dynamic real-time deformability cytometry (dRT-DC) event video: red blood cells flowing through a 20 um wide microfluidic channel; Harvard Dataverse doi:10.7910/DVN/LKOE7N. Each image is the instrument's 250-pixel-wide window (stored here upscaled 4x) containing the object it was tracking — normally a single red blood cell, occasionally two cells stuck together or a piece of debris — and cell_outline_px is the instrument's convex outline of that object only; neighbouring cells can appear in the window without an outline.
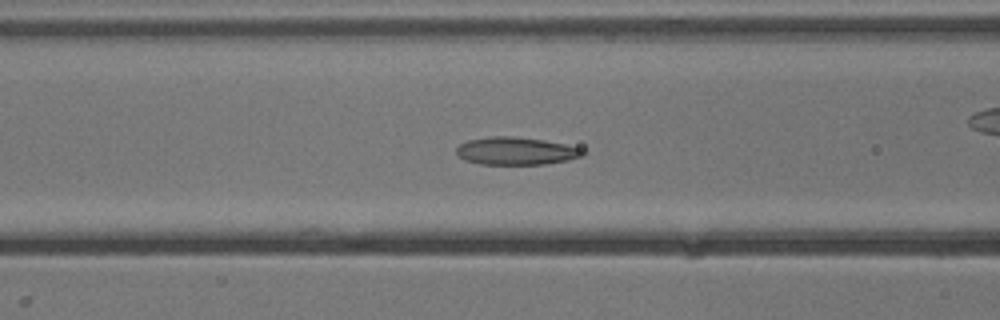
{"species": "common noctule bat (a hibernating species)", "species_latin": "Nyctalus noctula", "temperature_condition": "cold", "stored_images_in_passage": 43, "camera_frame_rate_fps": 3000, "um_per_image_px": 0.085, "animal": {"sex": "male", "body_mass_g": 13.3}, "frame": {"image": 1, "passage_image": 10, "time_ms": 3.0, "image_size_px": [1000, 320], "cell_outline_px": [[588, 152], [584, 156], [568, 160], [544, 164], [480, 164], [464, 160], [456, 152], [456, 148], [460, 144], [468, 140], [492, 136], [512, 136], [544, 140], [584, 148]], "centroid_in_image_um": [43.91, 12.83], "position_along_channel_um": 122.7, "area_um2": 20.52}}
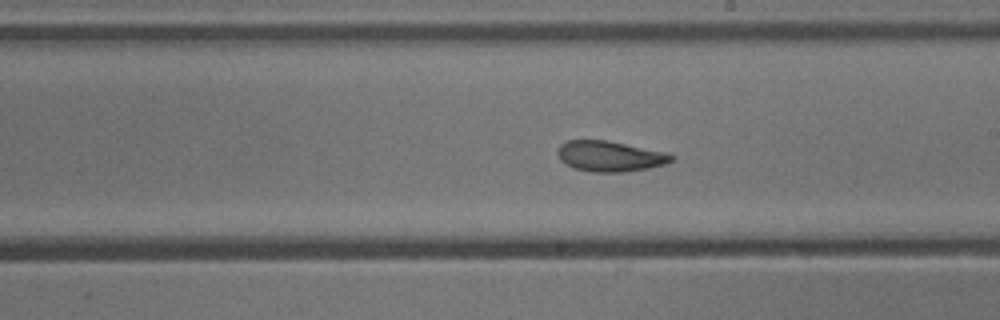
{"frame": {"image": 2, "passage_image": 19, "time_ms": 6.0, "image_size_px": [1000, 320], "cell_outline_px": [[676, 156], [672, 160], [664, 164], [648, 168], [624, 172], [592, 172], [576, 168], [564, 164], [560, 160], [556, 152], [560, 144], [568, 140], [608, 140], [664, 152]], "centroid_in_image_um": [51.8, 13.27], "position_along_channel_um": 237.2, "area_um2": 20.23}}
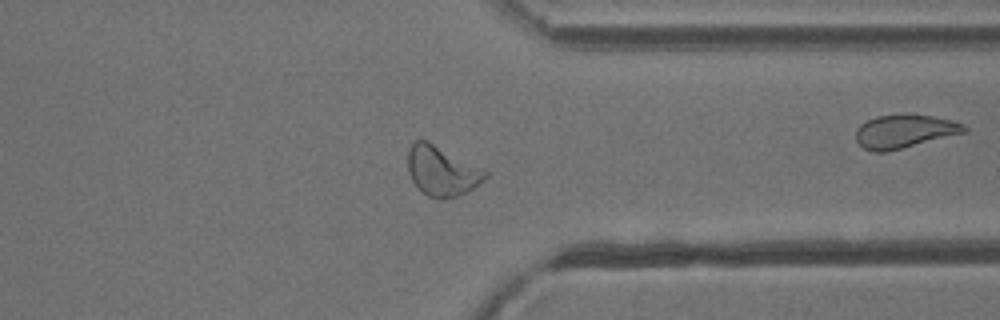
{"frame": {"image": 3, "passage_image": 30, "time_ms": 9.667, "image_size_px": [1000, 320], "cell_outline_px": [[488, 176], [484, 180], [468, 192], [456, 196], [428, 196], [416, 188], [408, 172], [408, 152], [412, 144], [416, 140], [428, 140], [484, 168], [488, 172]], "centroid_in_image_um": [37.57, 14.5], "position_along_channel_um": 373.8, "area_um2": 22.43}, "authors_computed_cell_mechanics": {"area_um2": 21.2704, "velocity_mm_per_s": 3.8167, "shape_relaxation_time_tau1_ms": null, "shape_relaxation_time_tau2_ms": 1.9464, "deformation_change_tau1": null, "deformation_change_tau2": 0.0747}}